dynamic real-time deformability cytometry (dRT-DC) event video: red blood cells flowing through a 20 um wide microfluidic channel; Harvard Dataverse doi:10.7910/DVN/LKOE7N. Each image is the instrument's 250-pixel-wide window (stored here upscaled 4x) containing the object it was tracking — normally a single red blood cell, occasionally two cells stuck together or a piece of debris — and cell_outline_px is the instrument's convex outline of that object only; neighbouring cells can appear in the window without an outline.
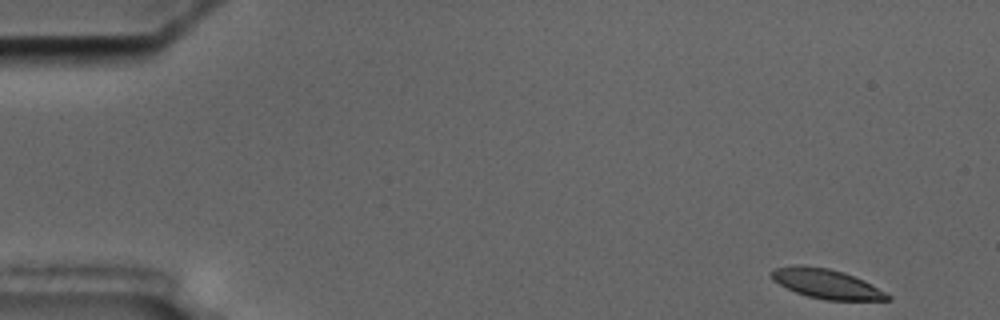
{"species": "common noctule bat (a hibernating species)", "species_latin": "Nyctalus noctula", "temperature_condition": "cold", "stored_images_in_passage": 54, "camera_frame_rate_fps": 3000, "um_per_image_px": 0.085, "animal": {"sex": "male", "body_mass_g": 17.5, "forearm_length_mm": 52.3}, "frame": {"image": 1, "passage_image": 1, "time_ms": 0.0, "image_size_px": [1000, 320], "cell_outline_px": [[892, 300], [824, 300], [808, 296], [796, 292], [772, 280], [772, 268], [796, 264], [800, 264], [828, 268], [844, 272], [864, 280], [892, 296]], "centroid_in_image_um": [70.25, 24.11], "position_along_channel_um": 14.7, "area_um2": 20.0}}
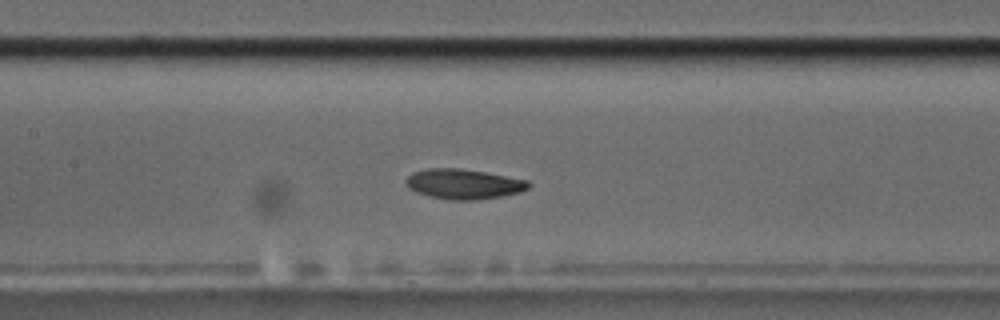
{"frame": {"image": 2, "passage_image": 24, "time_ms": 7.667, "image_size_px": [1000, 320], "cell_outline_px": [[532, 184], [528, 188], [520, 192], [500, 196], [476, 200], [448, 200], [428, 196], [416, 192], [408, 188], [404, 180], [412, 172], [428, 168], [460, 168], [484, 172], [528, 180]], "centroid_in_image_um": [39.38, 15.64], "position_along_channel_um": 168.0, "area_um2": 21.56}}
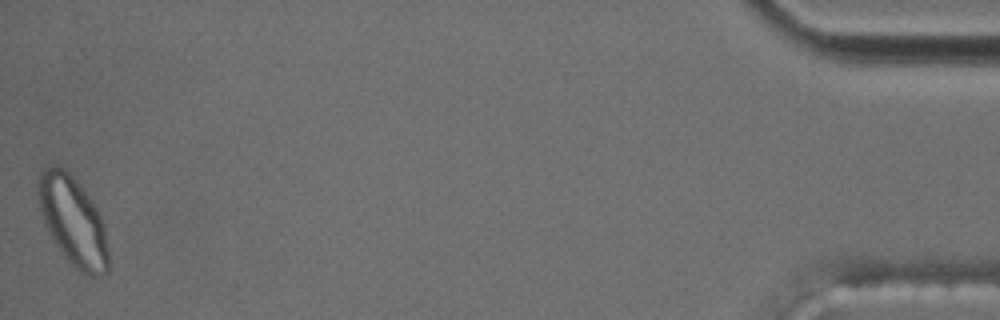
{"frame": {"image": 3, "passage_image": 54, "time_ms": 17.667, "image_size_px": [1000, 320], "cell_outline_px": [[108, 272], [100, 276], [92, 276], [80, 272], [72, 268], [56, 244], [44, 220], [40, 208], [40, 172], [44, 168], [64, 168], [76, 180], [92, 200], [104, 224], [108, 248]], "centroid_in_image_um": [6.27, 18.88], "position_along_channel_um": 428.9, "area_um2": 35.6}, "authors_computed_cell_mechanics": {"area_um2": 21.2993, "velocity_mm_per_s": 3.5329, "shape_relaxation_time_tau1_ms": 3.857, "shape_relaxation_time_tau2_ms": 6.5855, "deformation_change_tau1": 0.1496, "deformation_change_tau2": 0.1078}}